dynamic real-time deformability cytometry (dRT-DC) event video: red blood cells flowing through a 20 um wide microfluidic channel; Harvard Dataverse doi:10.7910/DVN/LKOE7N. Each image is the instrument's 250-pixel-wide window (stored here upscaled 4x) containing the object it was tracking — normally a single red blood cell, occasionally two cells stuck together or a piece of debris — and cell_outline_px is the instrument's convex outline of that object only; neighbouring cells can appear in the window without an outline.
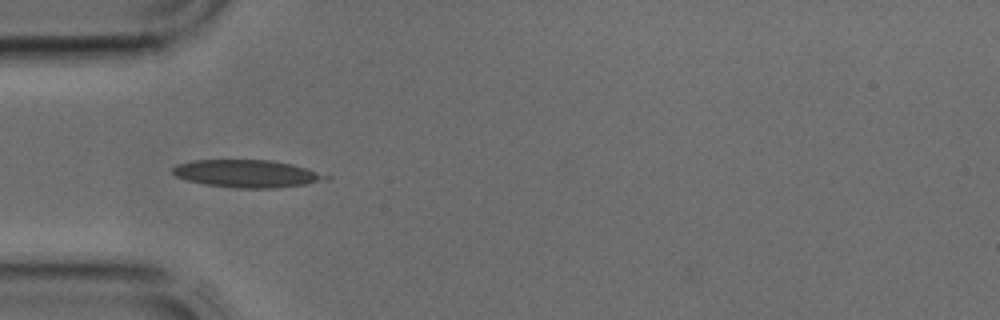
{"species": "common noctule bat (a hibernating species)", "species_latin": "Nyctalus noctula", "temperature_condition": "cold", "stored_images_in_passage": 2, "camera_frame_rate_fps": 3000, "um_per_image_px": 0.085, "animal": {"sex": "male", "body_mass_g": 17.9, "forearm_length_mm": 54.2}, "frame": {"image": 1, "passage_image": 1, "time_ms": 0.0, "image_size_px": [1000, 320], "cell_outline_px": [[332, 176], [328, 180], [304, 184], [276, 188], [236, 188], [204, 184], [188, 180], [176, 176], [172, 172], [172, 168], [176, 164], [192, 160], [272, 160], [292, 164], [308, 168]], "centroid_in_image_um": [21.02, 14.75], "position_along_channel_um": 64.0, "area_um2": 24.74}}